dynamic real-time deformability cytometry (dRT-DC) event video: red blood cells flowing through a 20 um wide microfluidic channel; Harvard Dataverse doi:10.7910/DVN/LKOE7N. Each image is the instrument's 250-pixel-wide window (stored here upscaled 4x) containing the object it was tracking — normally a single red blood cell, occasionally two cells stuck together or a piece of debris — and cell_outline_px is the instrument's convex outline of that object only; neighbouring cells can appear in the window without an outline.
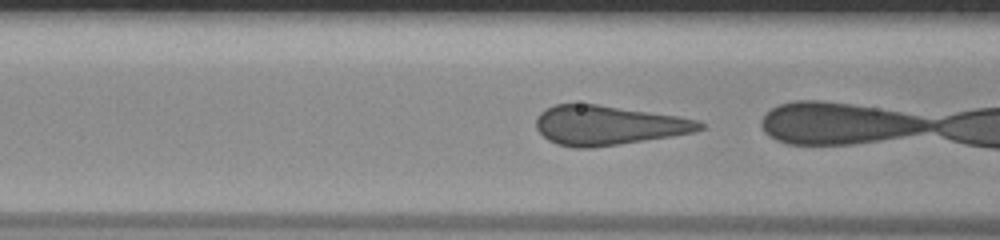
{"species": "human", "species_latin": "Homo sapiens", "temperature_condition": "room temperature", "stored_images_in_passage": 20, "camera_frame_rate_fps": 3000, "um_per_image_px": 0.085, "donor": {"sex": "male"}, "frame": {"image": 1, "passage_image": 19, "time_ms": 6.0, "image_size_px": [1000, 240], "cell_outline_px": [[704, 128], [692, 132], [672, 136], [620, 144], [592, 148], [572, 148], [556, 144], [548, 140], [536, 128], [536, 120], [540, 112], [556, 104], [596, 104], [676, 116], [696, 120], [704, 124]], "centroid_in_image_um": [51.65, 10.66], "position_along_channel_um": 114.9, "area_um2": 37.28}}